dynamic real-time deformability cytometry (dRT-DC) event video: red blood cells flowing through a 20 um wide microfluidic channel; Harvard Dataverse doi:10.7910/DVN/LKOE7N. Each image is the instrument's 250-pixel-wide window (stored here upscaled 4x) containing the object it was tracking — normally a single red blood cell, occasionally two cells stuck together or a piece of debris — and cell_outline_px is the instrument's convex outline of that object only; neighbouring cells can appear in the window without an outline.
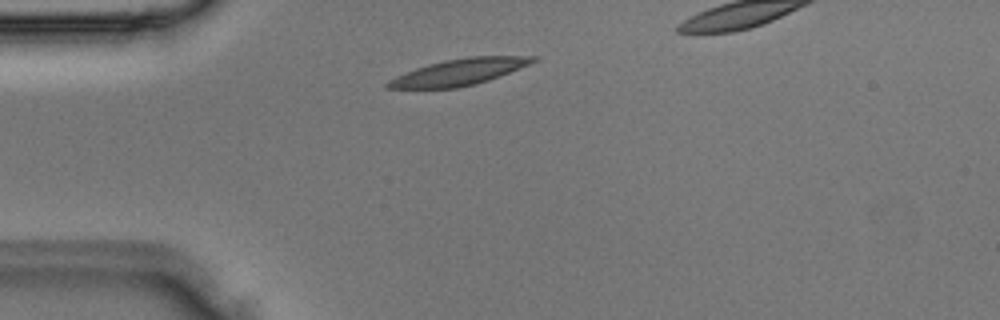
{"species": "Egyptian fruit bat (a non-hibernating species)", "species_latin": "Rousettus aegyptiacus", "temperature_condition": "room temperature", "stored_images_in_passage": 3, "camera_frame_rate_fps": 3000, "um_per_image_px": 0.085, "animal": {"sex": "male"}, "frame": {"image": 1, "passage_image": 2, "time_ms": 0.333, "image_size_px": [1000, 320], "cell_outline_px": [[540, 56], [536, 60], [528, 64], [500, 76], [476, 84], [456, 88], [388, 88], [384, 84], [388, 80], [396, 76], [416, 68], [428, 64], [444, 60], [468, 56]], "centroid_in_image_um": [39.01, 6.12], "position_along_channel_um": 46.0, "area_um2": 22.08}}